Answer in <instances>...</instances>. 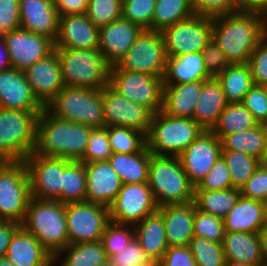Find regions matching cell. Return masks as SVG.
Instances as JSON below:
<instances>
[{
	"instance_id": "44",
	"label": "cell",
	"mask_w": 267,
	"mask_h": 266,
	"mask_svg": "<svg viewBox=\"0 0 267 266\" xmlns=\"http://www.w3.org/2000/svg\"><path fill=\"white\" fill-rule=\"evenodd\" d=\"M134 238V226L110 221L104 230L101 242L109 258L125 249Z\"/></svg>"
},
{
	"instance_id": "40",
	"label": "cell",
	"mask_w": 267,
	"mask_h": 266,
	"mask_svg": "<svg viewBox=\"0 0 267 266\" xmlns=\"http://www.w3.org/2000/svg\"><path fill=\"white\" fill-rule=\"evenodd\" d=\"M194 14L191 0H156L151 30L162 31Z\"/></svg>"
},
{
	"instance_id": "42",
	"label": "cell",
	"mask_w": 267,
	"mask_h": 266,
	"mask_svg": "<svg viewBox=\"0 0 267 266\" xmlns=\"http://www.w3.org/2000/svg\"><path fill=\"white\" fill-rule=\"evenodd\" d=\"M112 153L134 154L146 146V136L124 126H107Z\"/></svg>"
},
{
	"instance_id": "2",
	"label": "cell",
	"mask_w": 267,
	"mask_h": 266,
	"mask_svg": "<svg viewBox=\"0 0 267 266\" xmlns=\"http://www.w3.org/2000/svg\"><path fill=\"white\" fill-rule=\"evenodd\" d=\"M92 127L53 117L45 109L38 115L34 153L79 161L86 150Z\"/></svg>"
},
{
	"instance_id": "62",
	"label": "cell",
	"mask_w": 267,
	"mask_h": 266,
	"mask_svg": "<svg viewBox=\"0 0 267 266\" xmlns=\"http://www.w3.org/2000/svg\"><path fill=\"white\" fill-rule=\"evenodd\" d=\"M259 237L261 241L262 254L264 261H267V224H265L259 231Z\"/></svg>"
},
{
	"instance_id": "57",
	"label": "cell",
	"mask_w": 267,
	"mask_h": 266,
	"mask_svg": "<svg viewBox=\"0 0 267 266\" xmlns=\"http://www.w3.org/2000/svg\"><path fill=\"white\" fill-rule=\"evenodd\" d=\"M156 266H197L189 246L168 247Z\"/></svg>"
},
{
	"instance_id": "52",
	"label": "cell",
	"mask_w": 267,
	"mask_h": 266,
	"mask_svg": "<svg viewBox=\"0 0 267 266\" xmlns=\"http://www.w3.org/2000/svg\"><path fill=\"white\" fill-rule=\"evenodd\" d=\"M240 194L244 198L263 202L267 199V170L260 164L254 174L240 188Z\"/></svg>"
},
{
	"instance_id": "58",
	"label": "cell",
	"mask_w": 267,
	"mask_h": 266,
	"mask_svg": "<svg viewBox=\"0 0 267 266\" xmlns=\"http://www.w3.org/2000/svg\"><path fill=\"white\" fill-rule=\"evenodd\" d=\"M89 0H57L54 4L59 16L86 14Z\"/></svg>"
},
{
	"instance_id": "45",
	"label": "cell",
	"mask_w": 267,
	"mask_h": 266,
	"mask_svg": "<svg viewBox=\"0 0 267 266\" xmlns=\"http://www.w3.org/2000/svg\"><path fill=\"white\" fill-rule=\"evenodd\" d=\"M123 0H89L87 17L98 28L122 17Z\"/></svg>"
},
{
	"instance_id": "13",
	"label": "cell",
	"mask_w": 267,
	"mask_h": 266,
	"mask_svg": "<svg viewBox=\"0 0 267 266\" xmlns=\"http://www.w3.org/2000/svg\"><path fill=\"white\" fill-rule=\"evenodd\" d=\"M110 222L109 208L96 203L66 204L69 244L99 241Z\"/></svg>"
},
{
	"instance_id": "24",
	"label": "cell",
	"mask_w": 267,
	"mask_h": 266,
	"mask_svg": "<svg viewBox=\"0 0 267 266\" xmlns=\"http://www.w3.org/2000/svg\"><path fill=\"white\" fill-rule=\"evenodd\" d=\"M20 28L51 38L58 34L59 15L51 0H19Z\"/></svg>"
},
{
	"instance_id": "9",
	"label": "cell",
	"mask_w": 267,
	"mask_h": 266,
	"mask_svg": "<svg viewBox=\"0 0 267 266\" xmlns=\"http://www.w3.org/2000/svg\"><path fill=\"white\" fill-rule=\"evenodd\" d=\"M31 198L23 161H0V220L22 223Z\"/></svg>"
},
{
	"instance_id": "20",
	"label": "cell",
	"mask_w": 267,
	"mask_h": 266,
	"mask_svg": "<svg viewBox=\"0 0 267 266\" xmlns=\"http://www.w3.org/2000/svg\"><path fill=\"white\" fill-rule=\"evenodd\" d=\"M143 29L125 18H119L99 28V50L105 61L117 65L126 55Z\"/></svg>"
},
{
	"instance_id": "65",
	"label": "cell",
	"mask_w": 267,
	"mask_h": 266,
	"mask_svg": "<svg viewBox=\"0 0 267 266\" xmlns=\"http://www.w3.org/2000/svg\"><path fill=\"white\" fill-rule=\"evenodd\" d=\"M263 204V213H264V224H267V199L262 202Z\"/></svg>"
},
{
	"instance_id": "50",
	"label": "cell",
	"mask_w": 267,
	"mask_h": 266,
	"mask_svg": "<svg viewBox=\"0 0 267 266\" xmlns=\"http://www.w3.org/2000/svg\"><path fill=\"white\" fill-rule=\"evenodd\" d=\"M109 259L114 266H156L135 238L125 249Z\"/></svg>"
},
{
	"instance_id": "3",
	"label": "cell",
	"mask_w": 267,
	"mask_h": 266,
	"mask_svg": "<svg viewBox=\"0 0 267 266\" xmlns=\"http://www.w3.org/2000/svg\"><path fill=\"white\" fill-rule=\"evenodd\" d=\"M21 227L54 257L68 244L66 204L31 197Z\"/></svg>"
},
{
	"instance_id": "34",
	"label": "cell",
	"mask_w": 267,
	"mask_h": 266,
	"mask_svg": "<svg viewBox=\"0 0 267 266\" xmlns=\"http://www.w3.org/2000/svg\"><path fill=\"white\" fill-rule=\"evenodd\" d=\"M221 145L222 150L242 152L260 161L267 155L266 138L261 124L225 135L221 139Z\"/></svg>"
},
{
	"instance_id": "7",
	"label": "cell",
	"mask_w": 267,
	"mask_h": 266,
	"mask_svg": "<svg viewBox=\"0 0 267 266\" xmlns=\"http://www.w3.org/2000/svg\"><path fill=\"white\" fill-rule=\"evenodd\" d=\"M41 112L0 108V161H24L34 152Z\"/></svg>"
},
{
	"instance_id": "15",
	"label": "cell",
	"mask_w": 267,
	"mask_h": 266,
	"mask_svg": "<svg viewBox=\"0 0 267 266\" xmlns=\"http://www.w3.org/2000/svg\"><path fill=\"white\" fill-rule=\"evenodd\" d=\"M105 127L124 126L147 136L154 113L146 106L121 96L109 84L102 88Z\"/></svg>"
},
{
	"instance_id": "18",
	"label": "cell",
	"mask_w": 267,
	"mask_h": 266,
	"mask_svg": "<svg viewBox=\"0 0 267 266\" xmlns=\"http://www.w3.org/2000/svg\"><path fill=\"white\" fill-rule=\"evenodd\" d=\"M222 156L221 140L204 130L179 156L182 168L196 187Z\"/></svg>"
},
{
	"instance_id": "32",
	"label": "cell",
	"mask_w": 267,
	"mask_h": 266,
	"mask_svg": "<svg viewBox=\"0 0 267 266\" xmlns=\"http://www.w3.org/2000/svg\"><path fill=\"white\" fill-rule=\"evenodd\" d=\"M134 231L135 239L149 258L157 264L169 247L163 216L158 211L146 216L134 226Z\"/></svg>"
},
{
	"instance_id": "30",
	"label": "cell",
	"mask_w": 267,
	"mask_h": 266,
	"mask_svg": "<svg viewBox=\"0 0 267 266\" xmlns=\"http://www.w3.org/2000/svg\"><path fill=\"white\" fill-rule=\"evenodd\" d=\"M222 245L226 261H242L252 266L264 263L259 234L225 232Z\"/></svg>"
},
{
	"instance_id": "48",
	"label": "cell",
	"mask_w": 267,
	"mask_h": 266,
	"mask_svg": "<svg viewBox=\"0 0 267 266\" xmlns=\"http://www.w3.org/2000/svg\"><path fill=\"white\" fill-rule=\"evenodd\" d=\"M194 236L205 238L213 242H222L224 238L223 218L204 213L195 209Z\"/></svg>"
},
{
	"instance_id": "37",
	"label": "cell",
	"mask_w": 267,
	"mask_h": 266,
	"mask_svg": "<svg viewBox=\"0 0 267 266\" xmlns=\"http://www.w3.org/2000/svg\"><path fill=\"white\" fill-rule=\"evenodd\" d=\"M258 124L242 103H228L211 131L221 140L227 134L248 130Z\"/></svg>"
},
{
	"instance_id": "31",
	"label": "cell",
	"mask_w": 267,
	"mask_h": 266,
	"mask_svg": "<svg viewBox=\"0 0 267 266\" xmlns=\"http://www.w3.org/2000/svg\"><path fill=\"white\" fill-rule=\"evenodd\" d=\"M225 232L258 234L264 224L263 204L260 201L239 197L236 205L223 218Z\"/></svg>"
},
{
	"instance_id": "38",
	"label": "cell",
	"mask_w": 267,
	"mask_h": 266,
	"mask_svg": "<svg viewBox=\"0 0 267 266\" xmlns=\"http://www.w3.org/2000/svg\"><path fill=\"white\" fill-rule=\"evenodd\" d=\"M86 191L85 163L63 158L62 203L85 202Z\"/></svg>"
},
{
	"instance_id": "19",
	"label": "cell",
	"mask_w": 267,
	"mask_h": 266,
	"mask_svg": "<svg viewBox=\"0 0 267 266\" xmlns=\"http://www.w3.org/2000/svg\"><path fill=\"white\" fill-rule=\"evenodd\" d=\"M24 73L35 98L44 108L65 87L56 51L35 62Z\"/></svg>"
},
{
	"instance_id": "25",
	"label": "cell",
	"mask_w": 267,
	"mask_h": 266,
	"mask_svg": "<svg viewBox=\"0 0 267 266\" xmlns=\"http://www.w3.org/2000/svg\"><path fill=\"white\" fill-rule=\"evenodd\" d=\"M195 202L165 205L158 208L163 216L169 247L187 246L194 236Z\"/></svg>"
},
{
	"instance_id": "12",
	"label": "cell",
	"mask_w": 267,
	"mask_h": 266,
	"mask_svg": "<svg viewBox=\"0 0 267 266\" xmlns=\"http://www.w3.org/2000/svg\"><path fill=\"white\" fill-rule=\"evenodd\" d=\"M212 29V18L198 14L164 28L161 33L167 56L202 52L212 39Z\"/></svg>"
},
{
	"instance_id": "64",
	"label": "cell",
	"mask_w": 267,
	"mask_h": 266,
	"mask_svg": "<svg viewBox=\"0 0 267 266\" xmlns=\"http://www.w3.org/2000/svg\"><path fill=\"white\" fill-rule=\"evenodd\" d=\"M225 266H252V265H248L242 261H226Z\"/></svg>"
},
{
	"instance_id": "68",
	"label": "cell",
	"mask_w": 267,
	"mask_h": 266,
	"mask_svg": "<svg viewBox=\"0 0 267 266\" xmlns=\"http://www.w3.org/2000/svg\"><path fill=\"white\" fill-rule=\"evenodd\" d=\"M261 164L266 168L267 170V155L264 157V159L261 161Z\"/></svg>"
},
{
	"instance_id": "17",
	"label": "cell",
	"mask_w": 267,
	"mask_h": 266,
	"mask_svg": "<svg viewBox=\"0 0 267 266\" xmlns=\"http://www.w3.org/2000/svg\"><path fill=\"white\" fill-rule=\"evenodd\" d=\"M9 53L12 67L26 70L35 62L55 51V42L46 36L18 28L2 35Z\"/></svg>"
},
{
	"instance_id": "55",
	"label": "cell",
	"mask_w": 267,
	"mask_h": 266,
	"mask_svg": "<svg viewBox=\"0 0 267 266\" xmlns=\"http://www.w3.org/2000/svg\"><path fill=\"white\" fill-rule=\"evenodd\" d=\"M20 28L19 0H0V36Z\"/></svg>"
},
{
	"instance_id": "66",
	"label": "cell",
	"mask_w": 267,
	"mask_h": 266,
	"mask_svg": "<svg viewBox=\"0 0 267 266\" xmlns=\"http://www.w3.org/2000/svg\"><path fill=\"white\" fill-rule=\"evenodd\" d=\"M97 266H114V265L112 264L111 260L108 258L104 262H102L101 264H99Z\"/></svg>"
},
{
	"instance_id": "29",
	"label": "cell",
	"mask_w": 267,
	"mask_h": 266,
	"mask_svg": "<svg viewBox=\"0 0 267 266\" xmlns=\"http://www.w3.org/2000/svg\"><path fill=\"white\" fill-rule=\"evenodd\" d=\"M198 99L193 119L204 130H211L228 105L221 83L216 77L203 81V91Z\"/></svg>"
},
{
	"instance_id": "22",
	"label": "cell",
	"mask_w": 267,
	"mask_h": 266,
	"mask_svg": "<svg viewBox=\"0 0 267 266\" xmlns=\"http://www.w3.org/2000/svg\"><path fill=\"white\" fill-rule=\"evenodd\" d=\"M55 48L97 49L99 28L86 14L59 16Z\"/></svg>"
},
{
	"instance_id": "27",
	"label": "cell",
	"mask_w": 267,
	"mask_h": 266,
	"mask_svg": "<svg viewBox=\"0 0 267 266\" xmlns=\"http://www.w3.org/2000/svg\"><path fill=\"white\" fill-rule=\"evenodd\" d=\"M213 78L207 71L202 52L167 56L163 85L188 84Z\"/></svg>"
},
{
	"instance_id": "51",
	"label": "cell",
	"mask_w": 267,
	"mask_h": 266,
	"mask_svg": "<svg viewBox=\"0 0 267 266\" xmlns=\"http://www.w3.org/2000/svg\"><path fill=\"white\" fill-rule=\"evenodd\" d=\"M195 14L210 18L243 10L237 0H191Z\"/></svg>"
},
{
	"instance_id": "43",
	"label": "cell",
	"mask_w": 267,
	"mask_h": 266,
	"mask_svg": "<svg viewBox=\"0 0 267 266\" xmlns=\"http://www.w3.org/2000/svg\"><path fill=\"white\" fill-rule=\"evenodd\" d=\"M188 246L197 262V266L226 265L222 242H213L193 236Z\"/></svg>"
},
{
	"instance_id": "54",
	"label": "cell",
	"mask_w": 267,
	"mask_h": 266,
	"mask_svg": "<svg viewBox=\"0 0 267 266\" xmlns=\"http://www.w3.org/2000/svg\"><path fill=\"white\" fill-rule=\"evenodd\" d=\"M248 64L254 84L267 83V35L252 52Z\"/></svg>"
},
{
	"instance_id": "46",
	"label": "cell",
	"mask_w": 267,
	"mask_h": 266,
	"mask_svg": "<svg viewBox=\"0 0 267 266\" xmlns=\"http://www.w3.org/2000/svg\"><path fill=\"white\" fill-rule=\"evenodd\" d=\"M156 0H123L122 18L140 26L143 30H151Z\"/></svg>"
},
{
	"instance_id": "10",
	"label": "cell",
	"mask_w": 267,
	"mask_h": 266,
	"mask_svg": "<svg viewBox=\"0 0 267 266\" xmlns=\"http://www.w3.org/2000/svg\"><path fill=\"white\" fill-rule=\"evenodd\" d=\"M109 85L121 96L148 107L154 114L162 110L163 77L122 70L110 66Z\"/></svg>"
},
{
	"instance_id": "6",
	"label": "cell",
	"mask_w": 267,
	"mask_h": 266,
	"mask_svg": "<svg viewBox=\"0 0 267 266\" xmlns=\"http://www.w3.org/2000/svg\"><path fill=\"white\" fill-rule=\"evenodd\" d=\"M44 109L61 120L105 127L102 89L65 86Z\"/></svg>"
},
{
	"instance_id": "4",
	"label": "cell",
	"mask_w": 267,
	"mask_h": 266,
	"mask_svg": "<svg viewBox=\"0 0 267 266\" xmlns=\"http://www.w3.org/2000/svg\"><path fill=\"white\" fill-rule=\"evenodd\" d=\"M148 185L158 207L194 201L195 186L182 168L178 156L150 153Z\"/></svg>"
},
{
	"instance_id": "63",
	"label": "cell",
	"mask_w": 267,
	"mask_h": 266,
	"mask_svg": "<svg viewBox=\"0 0 267 266\" xmlns=\"http://www.w3.org/2000/svg\"><path fill=\"white\" fill-rule=\"evenodd\" d=\"M0 266H16L6 256L0 257Z\"/></svg>"
},
{
	"instance_id": "11",
	"label": "cell",
	"mask_w": 267,
	"mask_h": 266,
	"mask_svg": "<svg viewBox=\"0 0 267 266\" xmlns=\"http://www.w3.org/2000/svg\"><path fill=\"white\" fill-rule=\"evenodd\" d=\"M166 63L161 31L143 30L117 66L122 70L164 77Z\"/></svg>"
},
{
	"instance_id": "33",
	"label": "cell",
	"mask_w": 267,
	"mask_h": 266,
	"mask_svg": "<svg viewBox=\"0 0 267 266\" xmlns=\"http://www.w3.org/2000/svg\"><path fill=\"white\" fill-rule=\"evenodd\" d=\"M108 162L123 184L148 182L150 152L147 146L134 154L112 153Z\"/></svg>"
},
{
	"instance_id": "26",
	"label": "cell",
	"mask_w": 267,
	"mask_h": 266,
	"mask_svg": "<svg viewBox=\"0 0 267 266\" xmlns=\"http://www.w3.org/2000/svg\"><path fill=\"white\" fill-rule=\"evenodd\" d=\"M6 257L16 266H54L53 256L22 227L12 236Z\"/></svg>"
},
{
	"instance_id": "39",
	"label": "cell",
	"mask_w": 267,
	"mask_h": 266,
	"mask_svg": "<svg viewBox=\"0 0 267 266\" xmlns=\"http://www.w3.org/2000/svg\"><path fill=\"white\" fill-rule=\"evenodd\" d=\"M240 189L231 188L220 191H195L194 202L204 213L224 218L239 200Z\"/></svg>"
},
{
	"instance_id": "56",
	"label": "cell",
	"mask_w": 267,
	"mask_h": 266,
	"mask_svg": "<svg viewBox=\"0 0 267 266\" xmlns=\"http://www.w3.org/2000/svg\"><path fill=\"white\" fill-rule=\"evenodd\" d=\"M202 54L207 71L212 77H217L226 67L230 65L226 55L219 49L212 39L203 48Z\"/></svg>"
},
{
	"instance_id": "49",
	"label": "cell",
	"mask_w": 267,
	"mask_h": 266,
	"mask_svg": "<svg viewBox=\"0 0 267 266\" xmlns=\"http://www.w3.org/2000/svg\"><path fill=\"white\" fill-rule=\"evenodd\" d=\"M233 188L227 163L223 156L215 162L208 174L195 187V191H220Z\"/></svg>"
},
{
	"instance_id": "59",
	"label": "cell",
	"mask_w": 267,
	"mask_h": 266,
	"mask_svg": "<svg viewBox=\"0 0 267 266\" xmlns=\"http://www.w3.org/2000/svg\"><path fill=\"white\" fill-rule=\"evenodd\" d=\"M20 227L16 221L0 220V257L6 256L11 238Z\"/></svg>"
},
{
	"instance_id": "60",
	"label": "cell",
	"mask_w": 267,
	"mask_h": 266,
	"mask_svg": "<svg viewBox=\"0 0 267 266\" xmlns=\"http://www.w3.org/2000/svg\"><path fill=\"white\" fill-rule=\"evenodd\" d=\"M239 6L245 10H260L267 13V0H237Z\"/></svg>"
},
{
	"instance_id": "14",
	"label": "cell",
	"mask_w": 267,
	"mask_h": 266,
	"mask_svg": "<svg viewBox=\"0 0 267 266\" xmlns=\"http://www.w3.org/2000/svg\"><path fill=\"white\" fill-rule=\"evenodd\" d=\"M109 208L110 221L135 226L158 211L153 192L146 183L123 184Z\"/></svg>"
},
{
	"instance_id": "47",
	"label": "cell",
	"mask_w": 267,
	"mask_h": 266,
	"mask_svg": "<svg viewBox=\"0 0 267 266\" xmlns=\"http://www.w3.org/2000/svg\"><path fill=\"white\" fill-rule=\"evenodd\" d=\"M112 155V148L106 127L93 128L83 157L82 163L108 161Z\"/></svg>"
},
{
	"instance_id": "35",
	"label": "cell",
	"mask_w": 267,
	"mask_h": 266,
	"mask_svg": "<svg viewBox=\"0 0 267 266\" xmlns=\"http://www.w3.org/2000/svg\"><path fill=\"white\" fill-rule=\"evenodd\" d=\"M228 103H242L254 85L251 69L246 64H230L217 77Z\"/></svg>"
},
{
	"instance_id": "70",
	"label": "cell",
	"mask_w": 267,
	"mask_h": 266,
	"mask_svg": "<svg viewBox=\"0 0 267 266\" xmlns=\"http://www.w3.org/2000/svg\"><path fill=\"white\" fill-rule=\"evenodd\" d=\"M262 266H267V261H264V263L262 264Z\"/></svg>"
},
{
	"instance_id": "41",
	"label": "cell",
	"mask_w": 267,
	"mask_h": 266,
	"mask_svg": "<svg viewBox=\"0 0 267 266\" xmlns=\"http://www.w3.org/2000/svg\"><path fill=\"white\" fill-rule=\"evenodd\" d=\"M233 188L240 189L260 166L261 161L257 158L238 151L222 150Z\"/></svg>"
},
{
	"instance_id": "23",
	"label": "cell",
	"mask_w": 267,
	"mask_h": 266,
	"mask_svg": "<svg viewBox=\"0 0 267 266\" xmlns=\"http://www.w3.org/2000/svg\"><path fill=\"white\" fill-rule=\"evenodd\" d=\"M86 202L109 207L122 188V181L108 161L85 163Z\"/></svg>"
},
{
	"instance_id": "1",
	"label": "cell",
	"mask_w": 267,
	"mask_h": 266,
	"mask_svg": "<svg viewBox=\"0 0 267 266\" xmlns=\"http://www.w3.org/2000/svg\"><path fill=\"white\" fill-rule=\"evenodd\" d=\"M212 40L230 64H246L267 35V13L240 10L212 18Z\"/></svg>"
},
{
	"instance_id": "53",
	"label": "cell",
	"mask_w": 267,
	"mask_h": 266,
	"mask_svg": "<svg viewBox=\"0 0 267 266\" xmlns=\"http://www.w3.org/2000/svg\"><path fill=\"white\" fill-rule=\"evenodd\" d=\"M242 104L252 113L259 124L267 120V97L261 85L254 84L246 93Z\"/></svg>"
},
{
	"instance_id": "69",
	"label": "cell",
	"mask_w": 267,
	"mask_h": 266,
	"mask_svg": "<svg viewBox=\"0 0 267 266\" xmlns=\"http://www.w3.org/2000/svg\"><path fill=\"white\" fill-rule=\"evenodd\" d=\"M261 86H262V88H263V90H264V92H265V95H266V97H267V83H264V84H262Z\"/></svg>"
},
{
	"instance_id": "36",
	"label": "cell",
	"mask_w": 267,
	"mask_h": 266,
	"mask_svg": "<svg viewBox=\"0 0 267 266\" xmlns=\"http://www.w3.org/2000/svg\"><path fill=\"white\" fill-rule=\"evenodd\" d=\"M61 254L64 258L59 266H97L108 259L101 240L68 244L53 257V265L59 262Z\"/></svg>"
},
{
	"instance_id": "21",
	"label": "cell",
	"mask_w": 267,
	"mask_h": 266,
	"mask_svg": "<svg viewBox=\"0 0 267 266\" xmlns=\"http://www.w3.org/2000/svg\"><path fill=\"white\" fill-rule=\"evenodd\" d=\"M0 108L17 111H43L24 71L10 67L0 72Z\"/></svg>"
},
{
	"instance_id": "28",
	"label": "cell",
	"mask_w": 267,
	"mask_h": 266,
	"mask_svg": "<svg viewBox=\"0 0 267 266\" xmlns=\"http://www.w3.org/2000/svg\"><path fill=\"white\" fill-rule=\"evenodd\" d=\"M203 81L188 84L163 85L162 112L174 118L193 119Z\"/></svg>"
},
{
	"instance_id": "16",
	"label": "cell",
	"mask_w": 267,
	"mask_h": 266,
	"mask_svg": "<svg viewBox=\"0 0 267 266\" xmlns=\"http://www.w3.org/2000/svg\"><path fill=\"white\" fill-rule=\"evenodd\" d=\"M23 162L28 171L31 197L62 203L63 158L33 152Z\"/></svg>"
},
{
	"instance_id": "61",
	"label": "cell",
	"mask_w": 267,
	"mask_h": 266,
	"mask_svg": "<svg viewBox=\"0 0 267 266\" xmlns=\"http://www.w3.org/2000/svg\"><path fill=\"white\" fill-rule=\"evenodd\" d=\"M12 67L3 36H0V72Z\"/></svg>"
},
{
	"instance_id": "8",
	"label": "cell",
	"mask_w": 267,
	"mask_h": 266,
	"mask_svg": "<svg viewBox=\"0 0 267 266\" xmlns=\"http://www.w3.org/2000/svg\"><path fill=\"white\" fill-rule=\"evenodd\" d=\"M203 131L194 119L174 118L159 111L153 115L146 146L154 155L179 156Z\"/></svg>"
},
{
	"instance_id": "5",
	"label": "cell",
	"mask_w": 267,
	"mask_h": 266,
	"mask_svg": "<svg viewBox=\"0 0 267 266\" xmlns=\"http://www.w3.org/2000/svg\"><path fill=\"white\" fill-rule=\"evenodd\" d=\"M65 86L101 90L109 84L110 65L97 49L55 48Z\"/></svg>"
},
{
	"instance_id": "67",
	"label": "cell",
	"mask_w": 267,
	"mask_h": 266,
	"mask_svg": "<svg viewBox=\"0 0 267 266\" xmlns=\"http://www.w3.org/2000/svg\"><path fill=\"white\" fill-rule=\"evenodd\" d=\"M264 133H265V138H266V148H267V120L265 122H263L262 124Z\"/></svg>"
}]
</instances>
